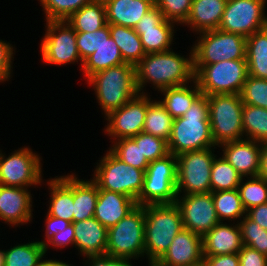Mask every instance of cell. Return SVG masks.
Returning <instances> with one entry per match:
<instances>
[{
  "mask_svg": "<svg viewBox=\"0 0 267 266\" xmlns=\"http://www.w3.org/2000/svg\"><path fill=\"white\" fill-rule=\"evenodd\" d=\"M212 144L208 96L201 93L182 117L174 119L168 149L169 153L178 156L209 148Z\"/></svg>",
  "mask_w": 267,
  "mask_h": 266,
  "instance_id": "cell-1",
  "label": "cell"
},
{
  "mask_svg": "<svg viewBox=\"0 0 267 266\" xmlns=\"http://www.w3.org/2000/svg\"><path fill=\"white\" fill-rule=\"evenodd\" d=\"M145 211V250L152 266L165 254L176 235L184 229L177 203L147 204Z\"/></svg>",
  "mask_w": 267,
  "mask_h": 266,
  "instance_id": "cell-2",
  "label": "cell"
},
{
  "mask_svg": "<svg viewBox=\"0 0 267 266\" xmlns=\"http://www.w3.org/2000/svg\"><path fill=\"white\" fill-rule=\"evenodd\" d=\"M141 60L135 66L138 91L146 78L155 82L162 90L182 86L187 79L194 78L193 58L188 61L175 53L165 51L147 53Z\"/></svg>",
  "mask_w": 267,
  "mask_h": 266,
  "instance_id": "cell-3",
  "label": "cell"
},
{
  "mask_svg": "<svg viewBox=\"0 0 267 266\" xmlns=\"http://www.w3.org/2000/svg\"><path fill=\"white\" fill-rule=\"evenodd\" d=\"M201 66V67H200ZM200 67V68H199ZM194 78L202 94H240L249 75L246 59L193 65Z\"/></svg>",
  "mask_w": 267,
  "mask_h": 266,
  "instance_id": "cell-4",
  "label": "cell"
},
{
  "mask_svg": "<svg viewBox=\"0 0 267 266\" xmlns=\"http://www.w3.org/2000/svg\"><path fill=\"white\" fill-rule=\"evenodd\" d=\"M89 79L95 84L97 96L107 114L122 107L138 92L136 68L128 63L99 71Z\"/></svg>",
  "mask_w": 267,
  "mask_h": 266,
  "instance_id": "cell-5",
  "label": "cell"
},
{
  "mask_svg": "<svg viewBox=\"0 0 267 266\" xmlns=\"http://www.w3.org/2000/svg\"><path fill=\"white\" fill-rule=\"evenodd\" d=\"M171 158L175 160L176 156L169 153L149 163L145 170L142 191L136 200L137 205L144 206L146 202L162 204L177 201V163Z\"/></svg>",
  "mask_w": 267,
  "mask_h": 266,
  "instance_id": "cell-6",
  "label": "cell"
},
{
  "mask_svg": "<svg viewBox=\"0 0 267 266\" xmlns=\"http://www.w3.org/2000/svg\"><path fill=\"white\" fill-rule=\"evenodd\" d=\"M240 94L208 96L209 122L214 143L235 141L243 131Z\"/></svg>",
  "mask_w": 267,
  "mask_h": 266,
  "instance_id": "cell-7",
  "label": "cell"
},
{
  "mask_svg": "<svg viewBox=\"0 0 267 266\" xmlns=\"http://www.w3.org/2000/svg\"><path fill=\"white\" fill-rule=\"evenodd\" d=\"M145 250V211L137 205L115 226L108 229L106 254L129 258Z\"/></svg>",
  "mask_w": 267,
  "mask_h": 266,
  "instance_id": "cell-8",
  "label": "cell"
},
{
  "mask_svg": "<svg viewBox=\"0 0 267 266\" xmlns=\"http://www.w3.org/2000/svg\"><path fill=\"white\" fill-rule=\"evenodd\" d=\"M97 169L96 180L98 190H108L137 200L145 177V171L122 162L109 152Z\"/></svg>",
  "mask_w": 267,
  "mask_h": 266,
  "instance_id": "cell-9",
  "label": "cell"
},
{
  "mask_svg": "<svg viewBox=\"0 0 267 266\" xmlns=\"http://www.w3.org/2000/svg\"><path fill=\"white\" fill-rule=\"evenodd\" d=\"M193 50V65H207L224 60L246 59V38L221 31H205Z\"/></svg>",
  "mask_w": 267,
  "mask_h": 266,
  "instance_id": "cell-10",
  "label": "cell"
},
{
  "mask_svg": "<svg viewBox=\"0 0 267 266\" xmlns=\"http://www.w3.org/2000/svg\"><path fill=\"white\" fill-rule=\"evenodd\" d=\"M209 148L189 151L176 156L177 162V194L182 186L188 194L211 192V169L215 158Z\"/></svg>",
  "mask_w": 267,
  "mask_h": 266,
  "instance_id": "cell-11",
  "label": "cell"
},
{
  "mask_svg": "<svg viewBox=\"0 0 267 266\" xmlns=\"http://www.w3.org/2000/svg\"><path fill=\"white\" fill-rule=\"evenodd\" d=\"M265 0H227L219 30L245 38L267 27L262 10Z\"/></svg>",
  "mask_w": 267,
  "mask_h": 266,
  "instance_id": "cell-12",
  "label": "cell"
},
{
  "mask_svg": "<svg viewBox=\"0 0 267 266\" xmlns=\"http://www.w3.org/2000/svg\"><path fill=\"white\" fill-rule=\"evenodd\" d=\"M180 209L184 228L204 236L219 219L216 215L212 193L188 194L182 204L176 201Z\"/></svg>",
  "mask_w": 267,
  "mask_h": 266,
  "instance_id": "cell-13",
  "label": "cell"
},
{
  "mask_svg": "<svg viewBox=\"0 0 267 266\" xmlns=\"http://www.w3.org/2000/svg\"><path fill=\"white\" fill-rule=\"evenodd\" d=\"M0 156V185L20 187L40 182L39 159L28 149L16 152L3 161Z\"/></svg>",
  "mask_w": 267,
  "mask_h": 266,
  "instance_id": "cell-14",
  "label": "cell"
},
{
  "mask_svg": "<svg viewBox=\"0 0 267 266\" xmlns=\"http://www.w3.org/2000/svg\"><path fill=\"white\" fill-rule=\"evenodd\" d=\"M64 20L48 21V33L42 43V55L46 62L62 64L80 57L76 44V31L71 26L63 28ZM62 29L59 35H54L58 28Z\"/></svg>",
  "mask_w": 267,
  "mask_h": 266,
  "instance_id": "cell-15",
  "label": "cell"
},
{
  "mask_svg": "<svg viewBox=\"0 0 267 266\" xmlns=\"http://www.w3.org/2000/svg\"><path fill=\"white\" fill-rule=\"evenodd\" d=\"M134 30L140 36L143 48L147 53L167 51L172 39V29L156 6L148 11L136 24Z\"/></svg>",
  "mask_w": 267,
  "mask_h": 266,
  "instance_id": "cell-16",
  "label": "cell"
},
{
  "mask_svg": "<svg viewBox=\"0 0 267 266\" xmlns=\"http://www.w3.org/2000/svg\"><path fill=\"white\" fill-rule=\"evenodd\" d=\"M202 236L184 228L153 266H192L203 261Z\"/></svg>",
  "mask_w": 267,
  "mask_h": 266,
  "instance_id": "cell-17",
  "label": "cell"
},
{
  "mask_svg": "<svg viewBox=\"0 0 267 266\" xmlns=\"http://www.w3.org/2000/svg\"><path fill=\"white\" fill-rule=\"evenodd\" d=\"M148 100L146 97H138L125 103L122 107L109 112L111 124L107 132L121 138H131L143 131Z\"/></svg>",
  "mask_w": 267,
  "mask_h": 266,
  "instance_id": "cell-18",
  "label": "cell"
},
{
  "mask_svg": "<svg viewBox=\"0 0 267 266\" xmlns=\"http://www.w3.org/2000/svg\"><path fill=\"white\" fill-rule=\"evenodd\" d=\"M137 203L134 199L108 190H99L94 218L107 229L129 214Z\"/></svg>",
  "mask_w": 267,
  "mask_h": 266,
  "instance_id": "cell-19",
  "label": "cell"
},
{
  "mask_svg": "<svg viewBox=\"0 0 267 266\" xmlns=\"http://www.w3.org/2000/svg\"><path fill=\"white\" fill-rule=\"evenodd\" d=\"M74 243L87 255L106 253L108 229L94 217L73 222Z\"/></svg>",
  "mask_w": 267,
  "mask_h": 266,
  "instance_id": "cell-20",
  "label": "cell"
},
{
  "mask_svg": "<svg viewBox=\"0 0 267 266\" xmlns=\"http://www.w3.org/2000/svg\"><path fill=\"white\" fill-rule=\"evenodd\" d=\"M203 254L207 256L238 253L242 247L241 228L216 224L202 237Z\"/></svg>",
  "mask_w": 267,
  "mask_h": 266,
  "instance_id": "cell-21",
  "label": "cell"
},
{
  "mask_svg": "<svg viewBox=\"0 0 267 266\" xmlns=\"http://www.w3.org/2000/svg\"><path fill=\"white\" fill-rule=\"evenodd\" d=\"M107 24L134 28L154 5L144 0H103Z\"/></svg>",
  "mask_w": 267,
  "mask_h": 266,
  "instance_id": "cell-22",
  "label": "cell"
},
{
  "mask_svg": "<svg viewBox=\"0 0 267 266\" xmlns=\"http://www.w3.org/2000/svg\"><path fill=\"white\" fill-rule=\"evenodd\" d=\"M226 145L224 158L240 175L258 176L261 150L252 141L235 140L223 143Z\"/></svg>",
  "mask_w": 267,
  "mask_h": 266,
  "instance_id": "cell-23",
  "label": "cell"
},
{
  "mask_svg": "<svg viewBox=\"0 0 267 266\" xmlns=\"http://www.w3.org/2000/svg\"><path fill=\"white\" fill-rule=\"evenodd\" d=\"M30 196L20 187L0 185V217L12 224L30 219Z\"/></svg>",
  "mask_w": 267,
  "mask_h": 266,
  "instance_id": "cell-24",
  "label": "cell"
},
{
  "mask_svg": "<svg viewBox=\"0 0 267 266\" xmlns=\"http://www.w3.org/2000/svg\"><path fill=\"white\" fill-rule=\"evenodd\" d=\"M226 3L227 0H193L185 22L202 31L218 29Z\"/></svg>",
  "mask_w": 267,
  "mask_h": 266,
  "instance_id": "cell-25",
  "label": "cell"
},
{
  "mask_svg": "<svg viewBox=\"0 0 267 266\" xmlns=\"http://www.w3.org/2000/svg\"><path fill=\"white\" fill-rule=\"evenodd\" d=\"M249 75L267 80V27L246 38Z\"/></svg>",
  "mask_w": 267,
  "mask_h": 266,
  "instance_id": "cell-26",
  "label": "cell"
},
{
  "mask_svg": "<svg viewBox=\"0 0 267 266\" xmlns=\"http://www.w3.org/2000/svg\"><path fill=\"white\" fill-rule=\"evenodd\" d=\"M110 35L118 45L125 63L136 66L146 55L140 36L134 28L110 24Z\"/></svg>",
  "mask_w": 267,
  "mask_h": 266,
  "instance_id": "cell-27",
  "label": "cell"
},
{
  "mask_svg": "<svg viewBox=\"0 0 267 266\" xmlns=\"http://www.w3.org/2000/svg\"><path fill=\"white\" fill-rule=\"evenodd\" d=\"M76 32H92L107 25L106 7L103 0L86 4L68 19Z\"/></svg>",
  "mask_w": 267,
  "mask_h": 266,
  "instance_id": "cell-28",
  "label": "cell"
},
{
  "mask_svg": "<svg viewBox=\"0 0 267 266\" xmlns=\"http://www.w3.org/2000/svg\"><path fill=\"white\" fill-rule=\"evenodd\" d=\"M52 202L48 215L73 223V176L51 181Z\"/></svg>",
  "mask_w": 267,
  "mask_h": 266,
  "instance_id": "cell-29",
  "label": "cell"
},
{
  "mask_svg": "<svg viewBox=\"0 0 267 266\" xmlns=\"http://www.w3.org/2000/svg\"><path fill=\"white\" fill-rule=\"evenodd\" d=\"M98 194L96 183L79 181L73 177V222L94 217Z\"/></svg>",
  "mask_w": 267,
  "mask_h": 266,
  "instance_id": "cell-30",
  "label": "cell"
},
{
  "mask_svg": "<svg viewBox=\"0 0 267 266\" xmlns=\"http://www.w3.org/2000/svg\"><path fill=\"white\" fill-rule=\"evenodd\" d=\"M125 63L120 53L118 45L110 36L105 38L103 43L92 53L83 64L88 78L109 67L117 66Z\"/></svg>",
  "mask_w": 267,
  "mask_h": 266,
  "instance_id": "cell-31",
  "label": "cell"
},
{
  "mask_svg": "<svg viewBox=\"0 0 267 266\" xmlns=\"http://www.w3.org/2000/svg\"><path fill=\"white\" fill-rule=\"evenodd\" d=\"M174 119L159 102L150 103L145 116L144 133L169 141Z\"/></svg>",
  "mask_w": 267,
  "mask_h": 266,
  "instance_id": "cell-32",
  "label": "cell"
},
{
  "mask_svg": "<svg viewBox=\"0 0 267 266\" xmlns=\"http://www.w3.org/2000/svg\"><path fill=\"white\" fill-rule=\"evenodd\" d=\"M166 96L161 105L170 113L173 119L182 117L193 101L201 94V90L196 84V90L191 91L186 87L177 86L164 89Z\"/></svg>",
  "mask_w": 267,
  "mask_h": 266,
  "instance_id": "cell-33",
  "label": "cell"
},
{
  "mask_svg": "<svg viewBox=\"0 0 267 266\" xmlns=\"http://www.w3.org/2000/svg\"><path fill=\"white\" fill-rule=\"evenodd\" d=\"M46 251L43 242H35L27 245L13 247L3 252L4 266H41L40 259Z\"/></svg>",
  "mask_w": 267,
  "mask_h": 266,
  "instance_id": "cell-34",
  "label": "cell"
},
{
  "mask_svg": "<svg viewBox=\"0 0 267 266\" xmlns=\"http://www.w3.org/2000/svg\"><path fill=\"white\" fill-rule=\"evenodd\" d=\"M241 180L242 175L224 157L218 161L214 159L210 179L211 192L214 188L218 192L239 188Z\"/></svg>",
  "mask_w": 267,
  "mask_h": 266,
  "instance_id": "cell-35",
  "label": "cell"
},
{
  "mask_svg": "<svg viewBox=\"0 0 267 266\" xmlns=\"http://www.w3.org/2000/svg\"><path fill=\"white\" fill-rule=\"evenodd\" d=\"M242 126L243 131L248 130L253 139L267 142V109L244 104Z\"/></svg>",
  "mask_w": 267,
  "mask_h": 266,
  "instance_id": "cell-36",
  "label": "cell"
},
{
  "mask_svg": "<svg viewBox=\"0 0 267 266\" xmlns=\"http://www.w3.org/2000/svg\"><path fill=\"white\" fill-rule=\"evenodd\" d=\"M111 152L122 162L144 171L150 163L140 149V133L131 138H122Z\"/></svg>",
  "mask_w": 267,
  "mask_h": 266,
  "instance_id": "cell-37",
  "label": "cell"
},
{
  "mask_svg": "<svg viewBox=\"0 0 267 266\" xmlns=\"http://www.w3.org/2000/svg\"><path fill=\"white\" fill-rule=\"evenodd\" d=\"M211 193L219 221L222 217L237 218L245 213L238 188Z\"/></svg>",
  "mask_w": 267,
  "mask_h": 266,
  "instance_id": "cell-38",
  "label": "cell"
},
{
  "mask_svg": "<svg viewBox=\"0 0 267 266\" xmlns=\"http://www.w3.org/2000/svg\"><path fill=\"white\" fill-rule=\"evenodd\" d=\"M240 97L243 104L267 109V80L248 75Z\"/></svg>",
  "mask_w": 267,
  "mask_h": 266,
  "instance_id": "cell-39",
  "label": "cell"
},
{
  "mask_svg": "<svg viewBox=\"0 0 267 266\" xmlns=\"http://www.w3.org/2000/svg\"><path fill=\"white\" fill-rule=\"evenodd\" d=\"M110 36V24L92 32H76V44L81 60L84 62L97 50L105 38Z\"/></svg>",
  "mask_w": 267,
  "mask_h": 266,
  "instance_id": "cell-40",
  "label": "cell"
},
{
  "mask_svg": "<svg viewBox=\"0 0 267 266\" xmlns=\"http://www.w3.org/2000/svg\"><path fill=\"white\" fill-rule=\"evenodd\" d=\"M241 201L245 210L267 203V180L255 177L245 185L238 188Z\"/></svg>",
  "mask_w": 267,
  "mask_h": 266,
  "instance_id": "cell-41",
  "label": "cell"
},
{
  "mask_svg": "<svg viewBox=\"0 0 267 266\" xmlns=\"http://www.w3.org/2000/svg\"><path fill=\"white\" fill-rule=\"evenodd\" d=\"M241 228L242 244L267 256V230L246 217L239 225Z\"/></svg>",
  "mask_w": 267,
  "mask_h": 266,
  "instance_id": "cell-42",
  "label": "cell"
},
{
  "mask_svg": "<svg viewBox=\"0 0 267 266\" xmlns=\"http://www.w3.org/2000/svg\"><path fill=\"white\" fill-rule=\"evenodd\" d=\"M47 12L48 21L66 20L73 13L94 0H41Z\"/></svg>",
  "mask_w": 267,
  "mask_h": 266,
  "instance_id": "cell-43",
  "label": "cell"
},
{
  "mask_svg": "<svg viewBox=\"0 0 267 266\" xmlns=\"http://www.w3.org/2000/svg\"><path fill=\"white\" fill-rule=\"evenodd\" d=\"M140 149L149 162L169 154L167 141L144 132H140Z\"/></svg>",
  "mask_w": 267,
  "mask_h": 266,
  "instance_id": "cell-44",
  "label": "cell"
},
{
  "mask_svg": "<svg viewBox=\"0 0 267 266\" xmlns=\"http://www.w3.org/2000/svg\"><path fill=\"white\" fill-rule=\"evenodd\" d=\"M193 0H158L156 7L160 9L166 20L185 22L189 16Z\"/></svg>",
  "mask_w": 267,
  "mask_h": 266,
  "instance_id": "cell-45",
  "label": "cell"
},
{
  "mask_svg": "<svg viewBox=\"0 0 267 266\" xmlns=\"http://www.w3.org/2000/svg\"><path fill=\"white\" fill-rule=\"evenodd\" d=\"M238 256L239 266H267V256L248 246L243 245Z\"/></svg>",
  "mask_w": 267,
  "mask_h": 266,
  "instance_id": "cell-46",
  "label": "cell"
},
{
  "mask_svg": "<svg viewBox=\"0 0 267 266\" xmlns=\"http://www.w3.org/2000/svg\"><path fill=\"white\" fill-rule=\"evenodd\" d=\"M205 266H239L238 253L206 256L203 258Z\"/></svg>",
  "mask_w": 267,
  "mask_h": 266,
  "instance_id": "cell-47",
  "label": "cell"
},
{
  "mask_svg": "<svg viewBox=\"0 0 267 266\" xmlns=\"http://www.w3.org/2000/svg\"><path fill=\"white\" fill-rule=\"evenodd\" d=\"M11 47L6 43L0 42V80L7 78L10 68Z\"/></svg>",
  "mask_w": 267,
  "mask_h": 266,
  "instance_id": "cell-48",
  "label": "cell"
},
{
  "mask_svg": "<svg viewBox=\"0 0 267 266\" xmlns=\"http://www.w3.org/2000/svg\"><path fill=\"white\" fill-rule=\"evenodd\" d=\"M102 255H90L89 257L93 258L95 261L94 265L92 266H131L126 262L127 258H120V257H112L109 254ZM104 257V258H103Z\"/></svg>",
  "mask_w": 267,
  "mask_h": 266,
  "instance_id": "cell-49",
  "label": "cell"
},
{
  "mask_svg": "<svg viewBox=\"0 0 267 266\" xmlns=\"http://www.w3.org/2000/svg\"><path fill=\"white\" fill-rule=\"evenodd\" d=\"M248 216L252 221L257 223L261 228L267 230V203L250 208Z\"/></svg>",
  "mask_w": 267,
  "mask_h": 266,
  "instance_id": "cell-50",
  "label": "cell"
},
{
  "mask_svg": "<svg viewBox=\"0 0 267 266\" xmlns=\"http://www.w3.org/2000/svg\"><path fill=\"white\" fill-rule=\"evenodd\" d=\"M47 233H48V239H50L52 236L58 234L59 232H62V230L66 229L71 222L64 220V219H60L51 215H48V219H47ZM52 234L50 236V234Z\"/></svg>",
  "mask_w": 267,
  "mask_h": 266,
  "instance_id": "cell-51",
  "label": "cell"
},
{
  "mask_svg": "<svg viewBox=\"0 0 267 266\" xmlns=\"http://www.w3.org/2000/svg\"><path fill=\"white\" fill-rule=\"evenodd\" d=\"M74 228L73 223H71L66 229L62 230V232H59L58 234L52 236L50 240V243H53L55 246H62L63 244H67L68 242H74Z\"/></svg>",
  "mask_w": 267,
  "mask_h": 266,
  "instance_id": "cell-52",
  "label": "cell"
},
{
  "mask_svg": "<svg viewBox=\"0 0 267 266\" xmlns=\"http://www.w3.org/2000/svg\"><path fill=\"white\" fill-rule=\"evenodd\" d=\"M265 146L262 147L260 153V163L258 177L267 180V142H264Z\"/></svg>",
  "mask_w": 267,
  "mask_h": 266,
  "instance_id": "cell-53",
  "label": "cell"
},
{
  "mask_svg": "<svg viewBox=\"0 0 267 266\" xmlns=\"http://www.w3.org/2000/svg\"><path fill=\"white\" fill-rule=\"evenodd\" d=\"M41 266H69L66 265L65 263L62 262H57V261H44Z\"/></svg>",
  "mask_w": 267,
  "mask_h": 266,
  "instance_id": "cell-54",
  "label": "cell"
},
{
  "mask_svg": "<svg viewBox=\"0 0 267 266\" xmlns=\"http://www.w3.org/2000/svg\"><path fill=\"white\" fill-rule=\"evenodd\" d=\"M0 266H4V257H3V252H0Z\"/></svg>",
  "mask_w": 267,
  "mask_h": 266,
  "instance_id": "cell-55",
  "label": "cell"
},
{
  "mask_svg": "<svg viewBox=\"0 0 267 266\" xmlns=\"http://www.w3.org/2000/svg\"><path fill=\"white\" fill-rule=\"evenodd\" d=\"M144 1H147V2H149L151 4H153L154 6H156V4L158 2V0H144Z\"/></svg>",
  "mask_w": 267,
  "mask_h": 266,
  "instance_id": "cell-56",
  "label": "cell"
},
{
  "mask_svg": "<svg viewBox=\"0 0 267 266\" xmlns=\"http://www.w3.org/2000/svg\"><path fill=\"white\" fill-rule=\"evenodd\" d=\"M192 266H205V265L203 264V262H200V263H198L196 265H192Z\"/></svg>",
  "mask_w": 267,
  "mask_h": 266,
  "instance_id": "cell-57",
  "label": "cell"
}]
</instances>
